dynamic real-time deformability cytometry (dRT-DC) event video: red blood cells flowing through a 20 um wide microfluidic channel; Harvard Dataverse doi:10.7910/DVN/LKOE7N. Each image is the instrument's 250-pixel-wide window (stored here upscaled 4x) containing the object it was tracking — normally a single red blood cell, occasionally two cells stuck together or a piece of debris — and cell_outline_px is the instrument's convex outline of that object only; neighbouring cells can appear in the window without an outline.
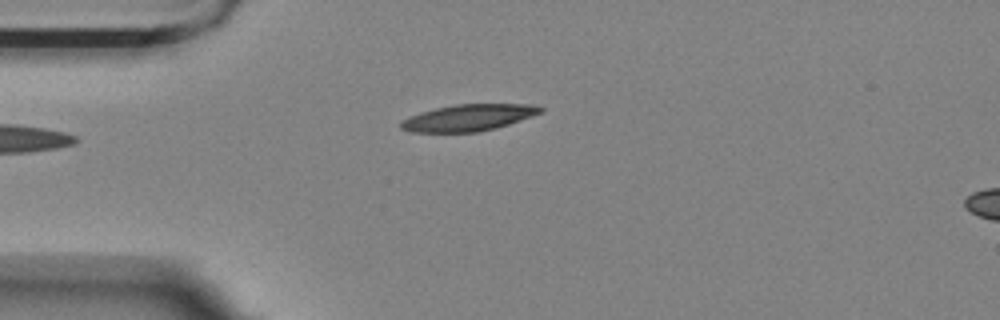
{"species": "Egyptian fruit bat (a non-hibernating species)", "species_latin": "Rousettus aegyptiacus", "temperature_condition": "room temperature", "stored_images_in_passage": 3, "camera_frame_rate_fps": 3000, "um_per_image_px": 0.085, "animal": {"sex": "female"}, "frame": {"image": 1, "passage_image": 3, "time_ms": 0.667, "image_size_px": [1000, 320], "cell_outline_px": [[544, 112], [496, 128], [476, 132], [408, 132], [400, 128], [400, 120], [408, 116], [420, 112], [436, 108], [456, 104], [536, 104], [544, 108]], "centroid_in_image_um": [39.8, 10.0], "position_along_channel_um": 45.2, "area_um2": 21.79}}